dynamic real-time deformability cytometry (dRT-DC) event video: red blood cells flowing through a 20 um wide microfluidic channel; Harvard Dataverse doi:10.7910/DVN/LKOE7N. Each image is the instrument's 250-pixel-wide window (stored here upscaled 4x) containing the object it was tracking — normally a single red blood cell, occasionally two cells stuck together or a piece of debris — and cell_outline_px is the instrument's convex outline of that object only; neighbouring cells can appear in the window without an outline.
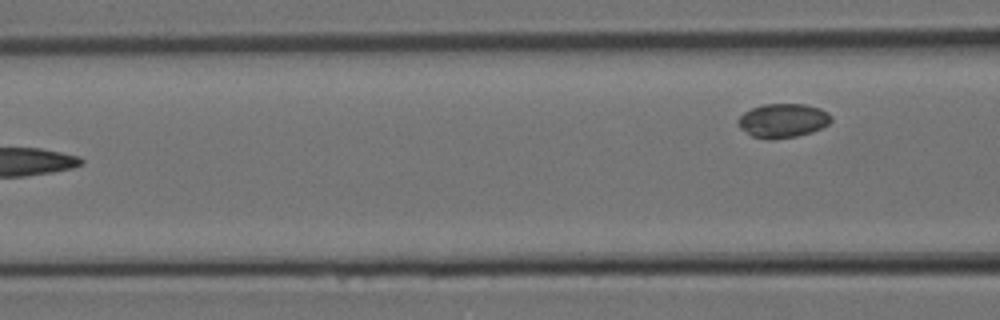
{"species": "Egyptian fruit bat (a non-hibernating species)", "species_latin": "Rousettus aegyptiacus", "temperature_condition": "room temperature", "stored_images_in_passage": 10, "segment_of_instrument_passage": [2, 2], "camera_frame_rate_fps": 3000, "um_per_image_px": 0.085, "animal": {"sex": "female"}, "frame": {"image": 1, "passage_image": 10, "time_ms": 3.0, "image_size_px": [1000, 320], "cell_outline_px": [[832, 120], [828, 124], [812, 132], [796, 136], [752, 136], [740, 128], [736, 124], [736, 120], [744, 112], [752, 108], [764, 104], [804, 104], [820, 108], [828, 112], [832, 116]], "centroid_in_image_um": [66.56, 10.2], "position_along_channel_um": 100.0, "area_um2": 17.92}}